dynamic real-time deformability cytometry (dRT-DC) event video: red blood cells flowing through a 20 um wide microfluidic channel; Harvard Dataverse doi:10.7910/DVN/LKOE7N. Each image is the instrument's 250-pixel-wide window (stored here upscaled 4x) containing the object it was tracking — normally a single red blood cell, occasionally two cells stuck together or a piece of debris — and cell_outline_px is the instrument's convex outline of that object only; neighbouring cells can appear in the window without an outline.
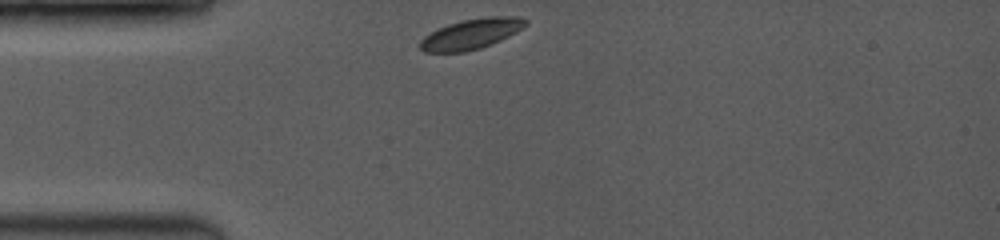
{"species": "common noctule bat (a hibernating species)", "species_latin": "Nyctalus noctula", "temperature_condition": "room temperature", "stored_images_in_passage": 11, "camera_frame_rate_fps": 3500, "um_per_image_px": 0.085, "animal": {"sex": "female", "body_mass_g": 19.0, "forearm_length_mm": 53.3}, "frame": {"image": 1, "passage_image": 1, "time_ms": 0.0, "image_size_px": [1000, 240], "cell_outline_px": [[528, 24], [516, 32], [500, 40], [480, 48], [464, 52], [424, 52], [420, 48], [420, 40], [424, 36], [448, 24], [460, 20], [488, 16], [520, 16], [528, 20]], "centroid_in_image_um": [40.08, 2.87], "position_along_channel_um": 44.9, "area_um2": 18.61}}
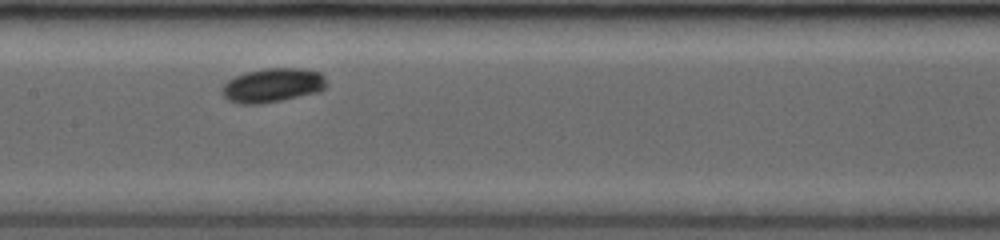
{"frame": {"image": 2, "passage_image": 5, "time_ms": 4.0, "image_size_px": [1000, 240], "cell_outline_px": [[328, 84], [320, 92], [260, 104], [240, 104], [228, 100], [220, 92], [224, 84], [228, 80], [236, 76], [248, 72], [264, 68], [300, 68], [320, 72], [324, 76]], "centroid_in_image_um": [23.19, 7.25], "position_along_channel_um": 184.2, "area_um2": 20.81}}
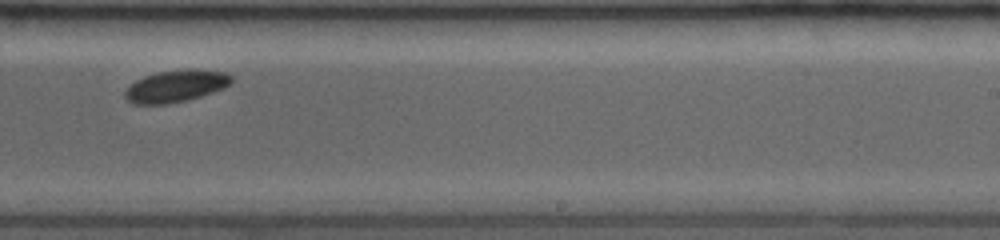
{"frame": {"image": 3, "passage_image": 10, "time_ms": 6.286, "image_size_px": [1000, 240], "cell_outline_px": [[232, 84], [224, 88], [200, 96], [168, 104], [132, 104], [124, 96], [124, 92], [136, 80], [144, 76], [156, 72], [196, 68], [224, 72], [232, 76]], "centroid_in_image_um": [14.96, 7.3], "position_along_channel_um": 274.0, "area_um2": 19.83}}